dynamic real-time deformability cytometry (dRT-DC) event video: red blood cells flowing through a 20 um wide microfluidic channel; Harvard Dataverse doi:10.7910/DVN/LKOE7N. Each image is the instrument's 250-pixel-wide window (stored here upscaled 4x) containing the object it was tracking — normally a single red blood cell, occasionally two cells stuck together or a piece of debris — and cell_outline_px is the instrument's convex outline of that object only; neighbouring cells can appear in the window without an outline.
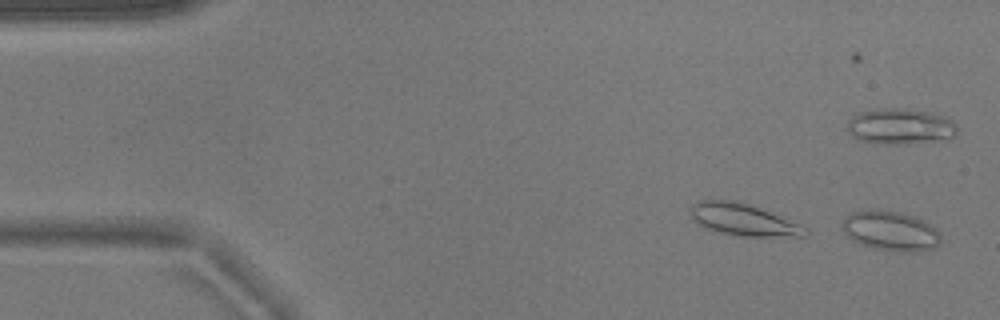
{"species": "common noctule bat (a hibernating species)", "species_latin": "Nyctalus noctula", "temperature_condition": "warm", "stored_images_in_passage": 37, "camera_frame_rate_fps": 3000, "um_per_image_px": 0.085, "animal": {"sex": "male", "body_mass_g": 17.9}, "frame": {"image": 1, "passage_image": 1, "time_ms": 0.0, "image_size_px": [1000, 320], "cell_outline_px": [[940, 244], [932, 248], [916, 252], [900, 252], [876, 248], [860, 244], [852, 240], [844, 232], [840, 224], [852, 212], [876, 208], [900, 212], [916, 216], [924, 220], [936, 228], [940, 232]], "centroid_in_image_um": [75.71, 19.61], "position_along_channel_um": 9.3, "area_um2": 23.12}}